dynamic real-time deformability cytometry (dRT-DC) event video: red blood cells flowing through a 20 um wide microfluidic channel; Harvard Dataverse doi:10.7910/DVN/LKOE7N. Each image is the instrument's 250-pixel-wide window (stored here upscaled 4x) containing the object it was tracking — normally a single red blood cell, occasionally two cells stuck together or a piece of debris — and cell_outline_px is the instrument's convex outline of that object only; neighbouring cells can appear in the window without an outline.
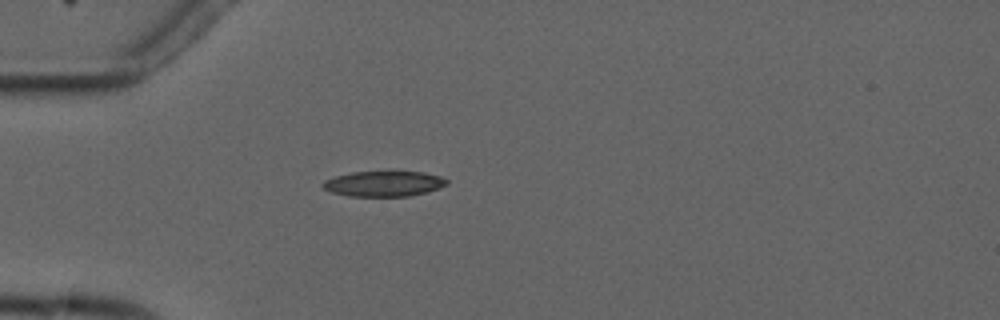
{"species": "common noctule bat (a hibernating species)", "species_latin": "Nyctalus noctula", "temperature_condition": "cold", "stored_images_in_passage": 3, "camera_frame_rate_fps": 3000, "um_per_image_px": 0.085, "animal": {"sex": "male", "forearm_length_mm": 52.5}, "frame": {"image": 1, "passage_image": 2, "time_ms": 2.333, "image_size_px": [1000, 320], "cell_outline_px": [[448, 184], [428, 192], [408, 196], [348, 196], [332, 192], [324, 188], [320, 184], [324, 180], [336, 176], [352, 172], [424, 172], [440, 176], [448, 180]], "centroid_in_image_um": [32.62, 15.62], "position_along_channel_um": 52.4, "area_um2": 18.26}}